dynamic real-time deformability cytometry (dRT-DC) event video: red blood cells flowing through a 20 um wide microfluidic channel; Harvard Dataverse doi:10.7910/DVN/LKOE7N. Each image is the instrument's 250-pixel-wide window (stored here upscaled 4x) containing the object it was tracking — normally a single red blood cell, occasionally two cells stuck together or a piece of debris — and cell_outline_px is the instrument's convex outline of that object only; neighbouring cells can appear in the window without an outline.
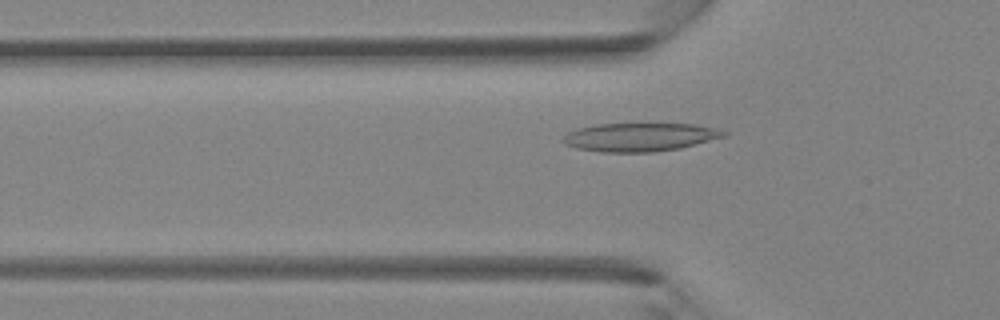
{"species": "Egyptian fruit bat (a non-hibernating species)", "species_latin": "Rousettus aegyptiacus", "temperature_condition": "room temperature", "stored_images_in_passage": 36, "camera_frame_rate_fps": 3000, "um_per_image_px": 0.085, "animal": {"sex": "female"}, "frame": {"image": 1, "passage_image": 6, "time_ms": 1.667, "image_size_px": [1000, 320], "cell_outline_px": [[728, 132], [724, 136], [680, 148], [656, 152], [600, 152], [576, 148], [564, 144], [560, 140], [568, 132], [580, 128], [596, 124], [692, 124], [712, 128]], "centroid_in_image_um": [54.31, 11.66], "position_along_channel_um": 71.5, "area_um2": 26.36}}
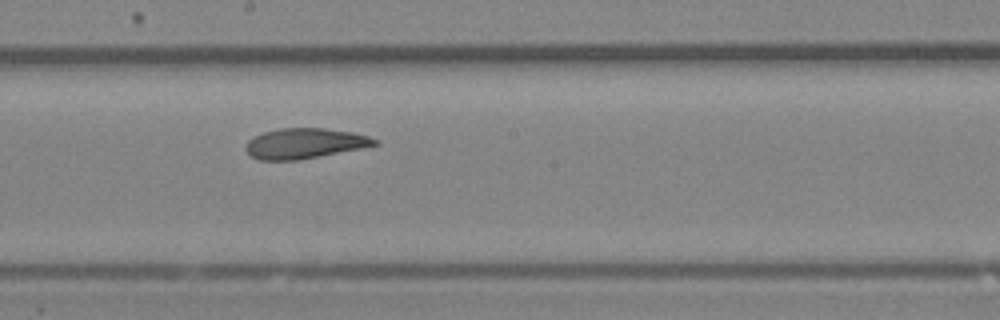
{"frame": {"image": 2, "passage_image": 16, "time_ms": 5.0, "image_size_px": [1000, 320], "cell_outline_px": [[380, 144], [364, 148], [300, 160], [260, 160], [252, 156], [244, 148], [248, 140], [264, 132], [280, 128], [324, 128], [352, 132], [368, 136], [380, 140]], "centroid_in_image_um": [25.95, 12.19], "position_along_channel_um": 222.2, "area_um2": 22.89}}
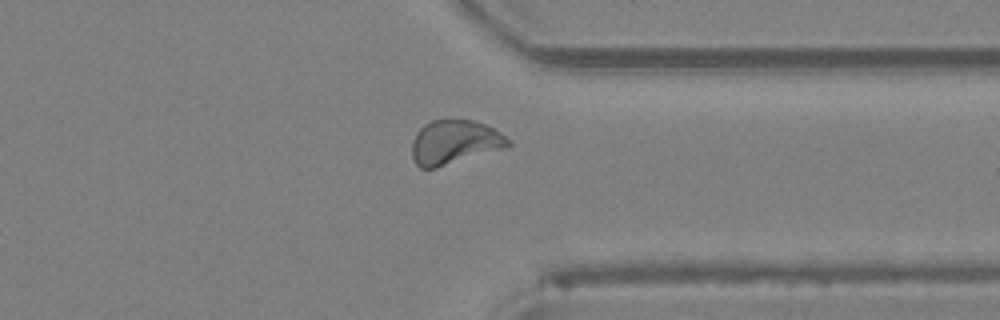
{"frame": {"image": 3, "passage_image": 26, "time_ms": 8.333, "image_size_px": [1000, 320], "cell_outline_px": [[512, 144], [508, 148], [436, 168], [420, 168], [416, 164], [412, 156], [412, 144], [416, 132], [424, 124], [432, 120], [444, 116], [472, 120], [484, 124], [500, 132]], "centroid_in_image_um": [38.63, 12.06], "position_along_channel_um": 372.8, "area_um2": 25.37}}